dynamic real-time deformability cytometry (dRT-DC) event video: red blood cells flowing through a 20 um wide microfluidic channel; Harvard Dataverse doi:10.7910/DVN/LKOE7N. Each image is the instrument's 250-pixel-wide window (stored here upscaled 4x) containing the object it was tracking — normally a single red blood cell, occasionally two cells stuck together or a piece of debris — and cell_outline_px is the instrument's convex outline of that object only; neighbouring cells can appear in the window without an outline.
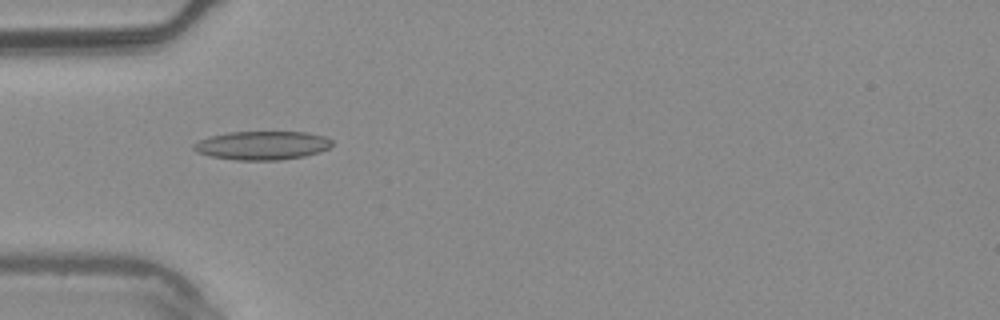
{"species": "common noctule bat (a hibernating species)", "species_latin": "Nyctalus noctula", "temperature_condition": "warm", "stored_images_in_passage": 6, "camera_frame_rate_fps": 3000, "um_per_image_px": 0.085, "animal": {"sex": "male", "body_mass_g": 20.4}, "frame": {"image": 1, "passage_image": 5, "time_ms": 1.333, "image_size_px": [1000, 320], "cell_outline_px": [[332, 144], [328, 148], [320, 152], [304, 156], [280, 160], [236, 160], [212, 156], [196, 152], [192, 148], [192, 144], [208, 136], [228, 132], [308, 132], [324, 136], [332, 140]], "centroid_in_image_um": [22.27, 12.35], "position_along_channel_um": 62.7, "area_um2": 23.18}}